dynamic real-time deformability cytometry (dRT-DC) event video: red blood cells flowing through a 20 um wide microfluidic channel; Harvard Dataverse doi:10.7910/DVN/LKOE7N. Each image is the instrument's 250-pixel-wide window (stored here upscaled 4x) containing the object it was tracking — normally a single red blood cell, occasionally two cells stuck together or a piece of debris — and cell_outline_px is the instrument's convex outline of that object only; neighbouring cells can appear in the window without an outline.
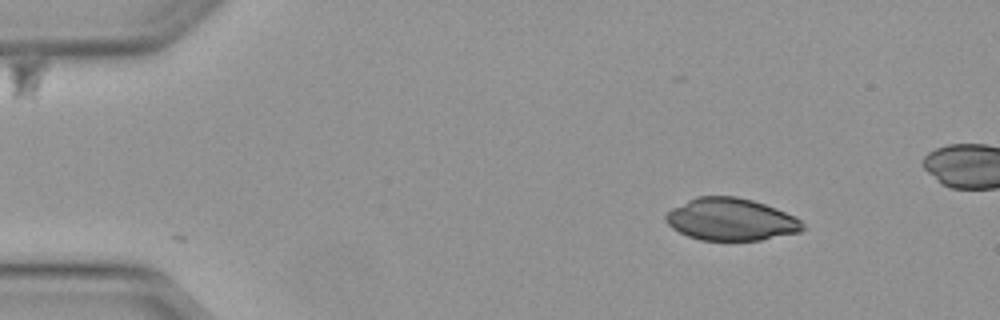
{"species": "Egyptian fruit bat (a non-hibernating species)", "species_latin": "Rousettus aegyptiacus", "temperature_condition": "warm", "stored_images_in_passage": 14, "camera_frame_rate_fps": 3000, "um_per_image_px": 0.085, "animal": {"sex": "female"}, "frame": {"image": 1, "passage_image": 1, "time_ms": 0.0, "image_size_px": [1000, 320], "cell_outline_px": [[804, 228], [800, 232], [760, 240], [700, 240], [688, 236], [672, 228], [664, 220], [664, 216], [672, 208], [696, 196], [736, 196], [752, 200], [776, 208], [800, 220], [804, 224]], "centroid_in_image_um": [62.1, 18.65], "position_along_channel_um": 22.9, "area_um2": 33.58}}